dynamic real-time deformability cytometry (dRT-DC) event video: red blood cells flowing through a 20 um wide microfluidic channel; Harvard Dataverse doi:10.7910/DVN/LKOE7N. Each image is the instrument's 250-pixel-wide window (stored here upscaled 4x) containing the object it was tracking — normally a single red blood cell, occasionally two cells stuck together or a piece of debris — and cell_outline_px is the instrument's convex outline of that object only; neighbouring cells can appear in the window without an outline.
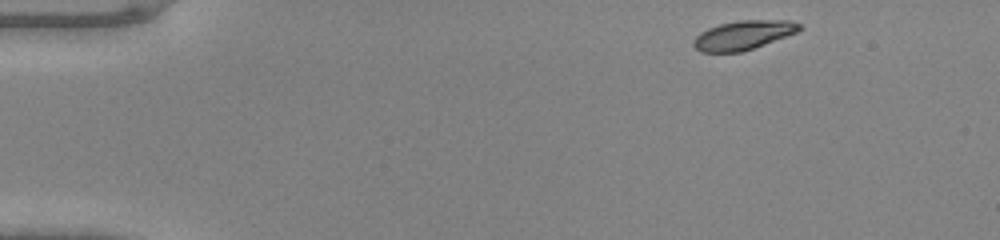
{"species": "common noctule bat (a hibernating species)", "species_latin": "Nyctalus noctula", "temperature_condition": "warm", "stored_images_in_passage": 43, "camera_frame_rate_fps": 3000, "um_per_image_px": 0.085, "animal": {"sex": "male", "body_mass_g": 20.0, "forearm_length_mm": 53.3}, "frame": {"image": 1, "passage_image": 1, "time_ms": 0.0, "image_size_px": [1000, 240], "cell_outline_px": [[804, 28], [796, 32], [764, 44], [740, 52], [700, 52], [692, 44], [692, 40], [700, 32], [708, 28], [720, 24], [740, 20], [788, 20], [800, 24]], "centroid_in_image_um": [63.15, 2.98], "position_along_channel_um": 21.8, "area_um2": 17.8}}
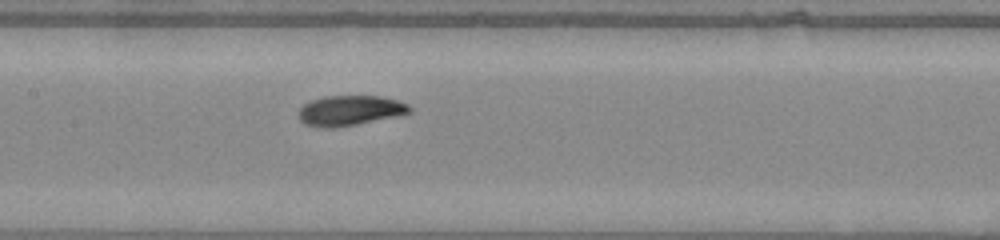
{"frame": {"image": 2, "passage_image": 19, "time_ms": 6.0, "image_size_px": [1000, 240], "cell_outline_px": [[412, 112], [396, 116], [336, 128], [320, 128], [304, 124], [300, 120], [300, 108], [304, 104], [312, 100], [324, 96], [380, 96], [396, 100], [408, 104], [412, 108]], "centroid_in_image_um": [29.74, 9.4], "position_along_channel_um": 177.7, "area_um2": 19.42}}
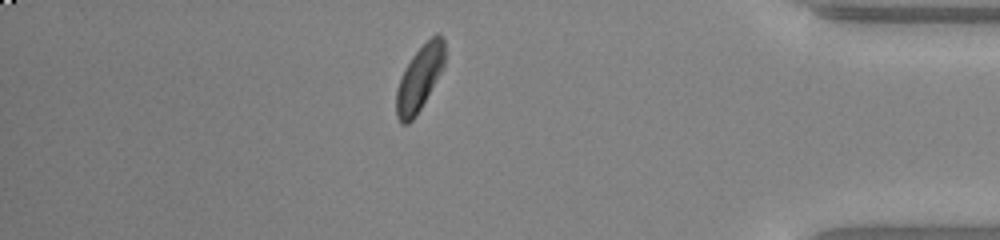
{"frame": {"image": 3, "passage_image": 37, "time_ms": 12.0, "image_size_px": [1000, 240], "cell_outline_px": [[444, 68], [416, 116], [408, 124], [400, 124], [396, 116], [396, 92], [400, 76], [404, 68], [412, 56], [436, 32], [440, 32], [444, 40]], "centroid_in_image_um": [35.65, 6.66], "position_along_channel_um": 399.5, "area_um2": 18.5}}